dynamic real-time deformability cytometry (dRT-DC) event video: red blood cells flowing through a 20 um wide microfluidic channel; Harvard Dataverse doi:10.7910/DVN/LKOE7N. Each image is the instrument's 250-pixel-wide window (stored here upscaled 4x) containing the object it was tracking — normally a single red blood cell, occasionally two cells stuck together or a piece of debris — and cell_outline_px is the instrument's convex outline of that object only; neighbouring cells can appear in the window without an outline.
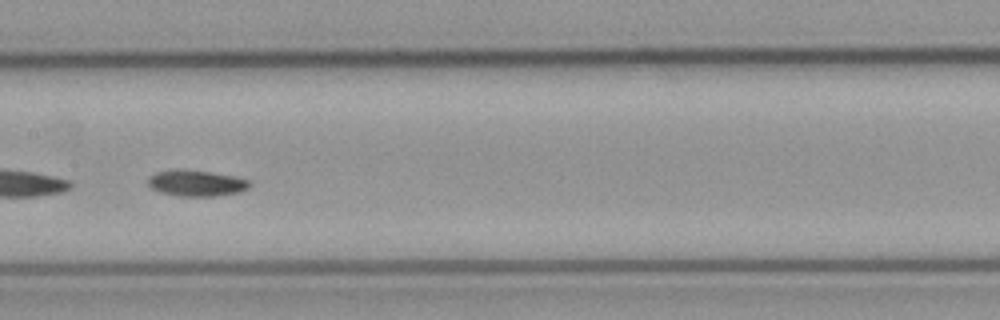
{"species": "common noctule bat (a hibernating species)", "species_latin": "Nyctalus noctula", "temperature_condition": "cold", "stored_images_in_passage": 54, "segment_of_instrument_passage": [2, 2], "camera_frame_rate_fps": 3000, "um_per_image_px": 0.085, "animal": {"sex": "male", "body_mass_g": 23.1, "forearm_length_mm": 52.7}, "frame": {"image": 1, "passage_image": 27, "time_ms": 8.667, "image_size_px": [1000, 320], "cell_outline_px": [[252, 184], [248, 188], [240, 192], [216, 196], [180, 196], [164, 192], [152, 188], [148, 184], [148, 176], [156, 172], [172, 168], [180, 168], [212, 172], [232, 176], [248, 180]], "centroid_in_image_um": [16.68, 15.54], "position_along_channel_um": 190.7, "area_um2": 15.55}}
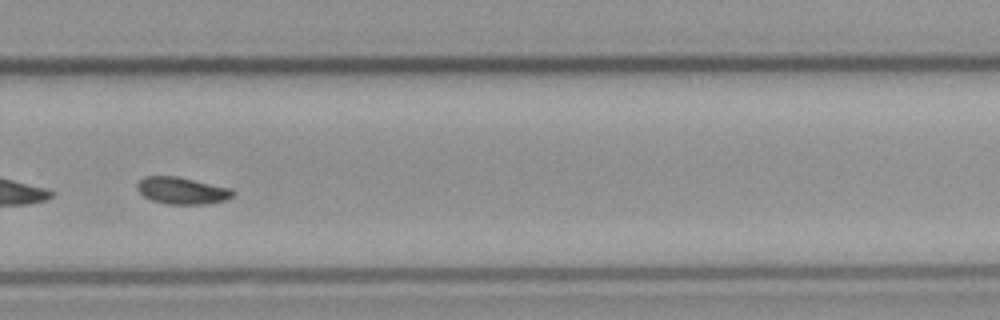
{"frame": {"image": 2, "passage_image": 37, "time_ms": 12.0, "image_size_px": [1000, 320], "cell_outline_px": [[232, 196], [228, 200], [204, 204], [164, 204], [152, 200], [144, 196], [136, 188], [136, 184], [144, 176], [176, 176], [228, 188], [232, 192]], "centroid_in_image_um": [15.41, 16.21], "position_along_channel_um": 314.4, "area_um2": 14.8}}